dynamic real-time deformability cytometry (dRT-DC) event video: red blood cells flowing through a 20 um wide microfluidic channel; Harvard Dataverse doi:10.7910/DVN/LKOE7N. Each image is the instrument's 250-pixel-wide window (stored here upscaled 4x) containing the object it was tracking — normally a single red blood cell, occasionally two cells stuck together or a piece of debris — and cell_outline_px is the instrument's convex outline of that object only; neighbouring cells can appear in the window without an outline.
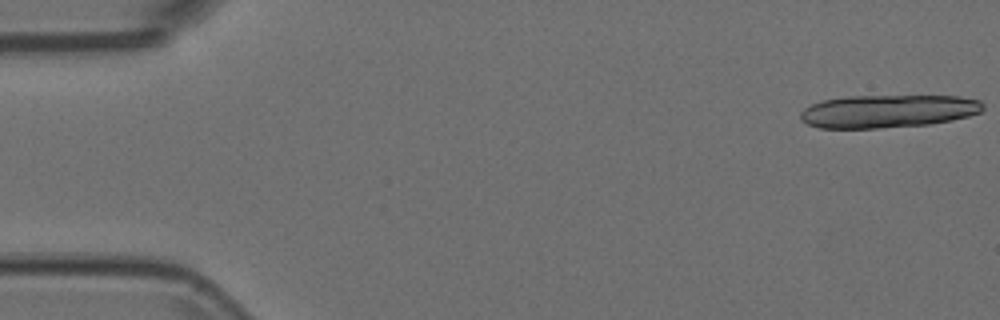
{"species": "Egyptian fruit bat (a non-hibernating species)", "species_latin": "Rousettus aegyptiacus", "temperature_condition": "room temperature", "stored_images_in_passage": 16, "camera_frame_rate_fps": 3000, "um_per_image_px": 0.085, "animal": {"sex": "female"}, "frame": {"image": 1, "passage_image": 1, "time_ms": 0.0, "image_size_px": [1000, 320], "cell_outline_px": [[984, 108], [980, 112], [968, 116], [952, 120], [928, 124], [876, 128], [820, 128], [808, 124], [800, 120], [800, 112], [804, 108], [820, 100], [848, 96], [960, 96], [980, 100], [984, 104]], "centroid_in_image_um": [75.46, 9.44], "position_along_channel_um": 9.5, "area_um2": 35.14}}